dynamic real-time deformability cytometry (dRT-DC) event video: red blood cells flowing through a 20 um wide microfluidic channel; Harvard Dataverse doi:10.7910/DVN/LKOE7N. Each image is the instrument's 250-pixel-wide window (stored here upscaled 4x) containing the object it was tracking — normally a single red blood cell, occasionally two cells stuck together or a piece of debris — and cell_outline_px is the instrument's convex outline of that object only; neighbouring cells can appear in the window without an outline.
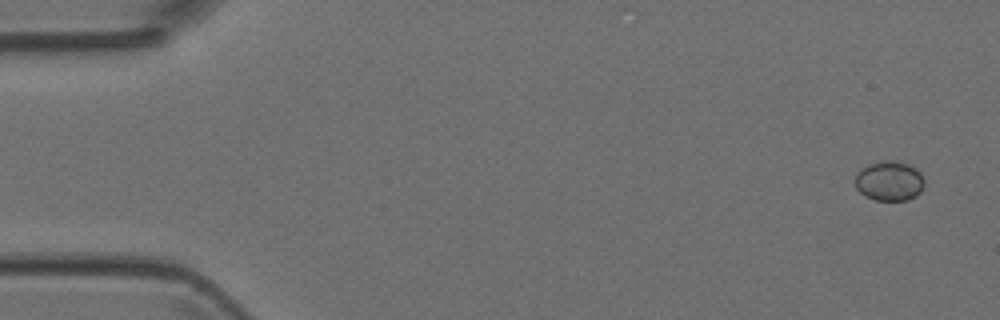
{"species": "Egyptian fruit bat (a non-hibernating species)", "species_latin": "Rousettus aegyptiacus", "temperature_condition": "room temperature", "stored_images_in_passage": 6, "camera_frame_rate_fps": 3000, "um_per_image_px": 0.085, "animal": {"sex": "female"}, "frame": {"image": 1, "passage_image": 1, "time_ms": 0.0, "image_size_px": [1000, 320], "cell_outline_px": [[924, 188], [916, 196], [908, 200], [872, 200], [864, 196], [856, 188], [856, 172], [868, 164], [880, 160], [896, 160], [908, 164], [916, 168], [924, 176]], "centroid_in_image_um": [75.61, 15.37], "position_along_channel_um": 9.4, "area_um2": 16.42}}
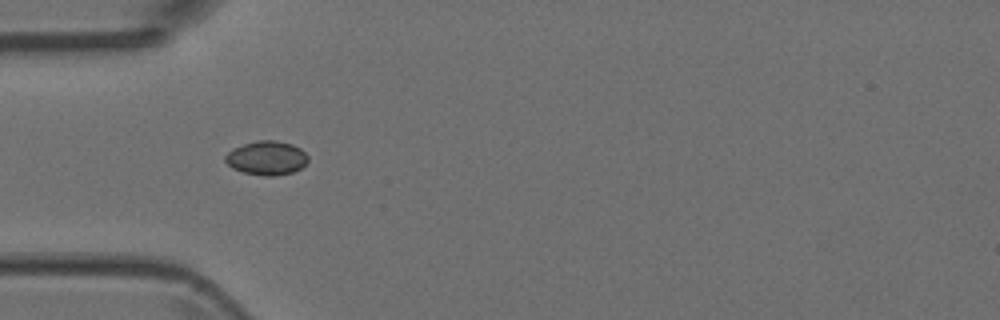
{"frame": {"image": 2, "passage_image": 5, "time_ms": 1.333, "image_size_px": [1000, 320], "cell_outline_px": [[308, 160], [300, 168], [292, 172], [276, 176], [264, 176], [244, 172], [232, 168], [224, 160], [224, 156], [232, 148], [256, 140], [272, 140], [292, 144], [300, 148], [308, 156]], "centroid_in_image_um": [22.64, 13.42], "position_along_channel_um": 62.4, "area_um2": 16.36}}
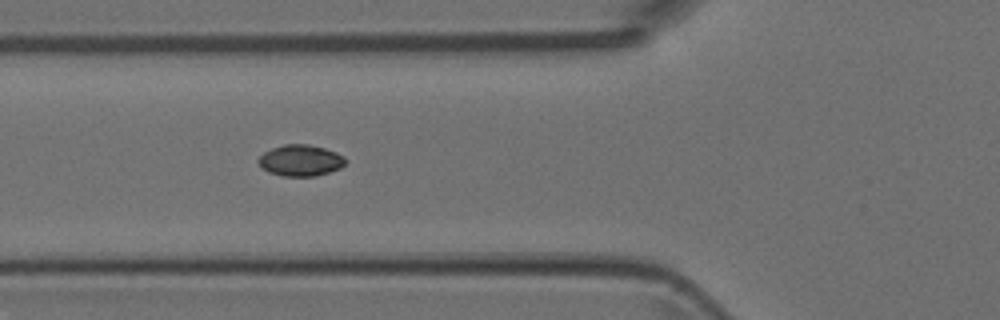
{"frame": {"image": 3, "passage_image": 6, "time_ms": 1.667, "image_size_px": [1000, 320], "cell_outline_px": [[348, 160], [340, 168], [316, 176], [284, 176], [268, 172], [260, 168], [256, 160], [264, 152], [272, 148], [284, 144], [308, 144], [324, 148], [336, 152], [344, 156]], "centroid_in_image_um": [25.52, 13.63], "position_along_channel_um": 100.3, "area_um2": 16.01}}